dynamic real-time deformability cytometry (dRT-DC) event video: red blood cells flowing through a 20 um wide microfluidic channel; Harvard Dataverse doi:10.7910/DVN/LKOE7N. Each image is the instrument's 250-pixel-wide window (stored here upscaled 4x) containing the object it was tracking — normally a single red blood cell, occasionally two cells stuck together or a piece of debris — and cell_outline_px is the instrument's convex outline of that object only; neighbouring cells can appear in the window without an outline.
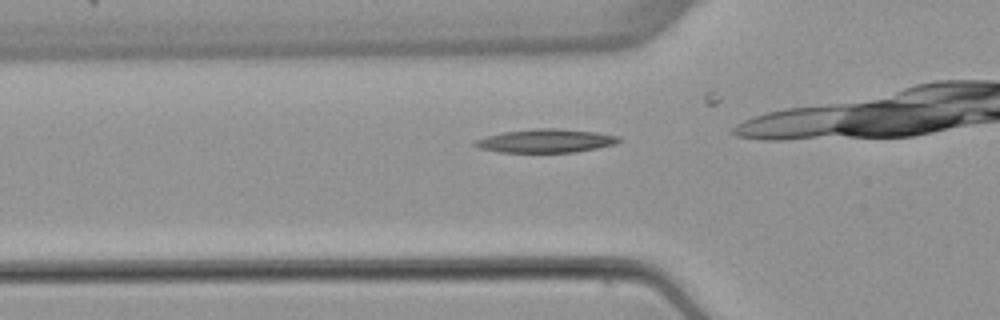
{"species": "common noctule bat (a hibernating species)", "species_latin": "Nyctalus noctula", "temperature_condition": "warm", "stored_images_in_passage": 35, "camera_frame_rate_fps": 3000, "um_per_image_px": 0.085, "animal": {"sex": "female", "body_mass_g": 22.7, "forearm_length_mm": 54.2}, "frame": {"image": 1, "passage_image": 12, "time_ms": 3.667, "image_size_px": [1000, 320], "cell_outline_px": [[624, 140], [616, 144], [576, 152], [500, 152], [480, 148], [472, 144], [476, 140], [488, 136], [504, 132], [536, 128], [556, 128], [596, 132], [620, 136]], "centroid_in_image_um": [46.46, 11.97], "position_along_channel_um": 79.3, "area_um2": 19.65}}